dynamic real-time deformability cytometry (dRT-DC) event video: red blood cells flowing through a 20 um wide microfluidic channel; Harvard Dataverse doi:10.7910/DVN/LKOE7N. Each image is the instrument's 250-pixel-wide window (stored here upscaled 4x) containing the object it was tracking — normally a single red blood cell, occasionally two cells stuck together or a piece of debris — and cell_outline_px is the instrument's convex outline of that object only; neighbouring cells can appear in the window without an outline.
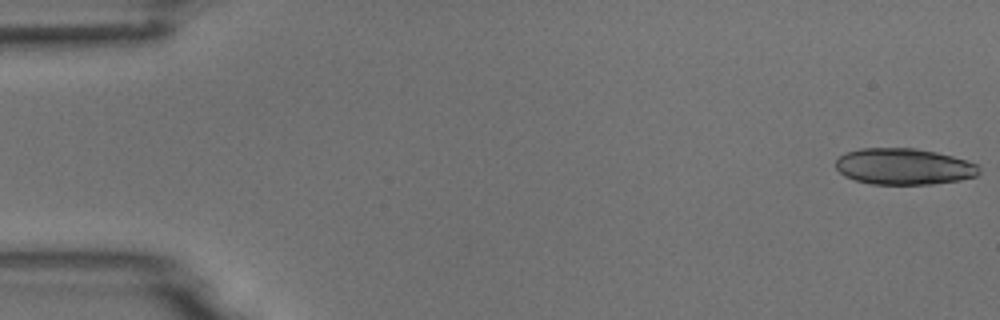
{"species": "common noctule bat (a hibernating species)", "species_latin": "Nyctalus noctula", "temperature_condition": "room temperature", "stored_images_in_passage": 5, "camera_frame_rate_fps": 3000, "um_per_image_px": 0.085, "animal": {"sex": "male", "body_mass_g": 18.8}, "frame": {"image": 1, "passage_image": 1, "time_ms": 0.0, "image_size_px": [1000, 320], "cell_outline_px": [[980, 172], [976, 176], [960, 180], [932, 184], [872, 184], [856, 180], [844, 176], [836, 168], [836, 160], [840, 156], [848, 152], [860, 148], [916, 148], [936, 152], [968, 160], [976, 164], [980, 168]], "centroid_in_image_um": [76.85, 14.15], "position_along_channel_um": 8.2, "area_um2": 30.35}}